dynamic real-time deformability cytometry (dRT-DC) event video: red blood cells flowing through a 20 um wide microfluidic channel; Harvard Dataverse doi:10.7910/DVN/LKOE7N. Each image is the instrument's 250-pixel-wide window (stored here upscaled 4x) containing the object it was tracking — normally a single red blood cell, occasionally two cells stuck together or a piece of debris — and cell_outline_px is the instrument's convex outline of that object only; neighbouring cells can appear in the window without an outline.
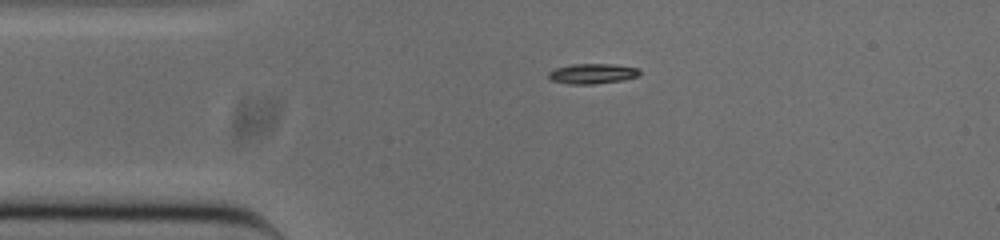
{"species": "common noctule bat (a hibernating species)", "species_latin": "Nyctalus noctula", "temperature_condition": "cold", "stored_images_in_passage": 49, "camera_frame_rate_fps": 3000, "um_per_image_px": 0.085, "animal": {"sex": "male", "body_mass_g": 20.0, "forearm_length_mm": 53.3}, "frame": {"image": 1, "passage_image": 8, "time_ms": 2.333, "image_size_px": [1000, 240], "cell_outline_px": [[640, 72], [636, 76], [624, 80], [592, 84], [568, 84], [552, 80], [548, 76], [548, 72], [556, 68], [572, 64], [612, 64], [640, 68]], "centroid_in_image_um": [50.35, 6.26], "position_along_channel_um": 34.6, "area_um2": 10.64}}
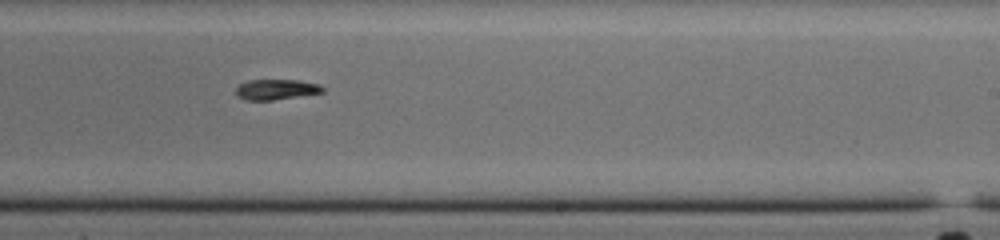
{"frame": {"image": 2, "passage_image": 28, "time_ms": 9.0, "image_size_px": [1000, 240], "cell_outline_px": [[324, 92], [272, 100], [244, 100], [236, 96], [236, 88], [240, 84], [248, 80], [296, 80], [320, 84], [324, 88]], "centroid_in_image_um": [23.45, 7.6], "position_along_channel_um": 265.5, "area_um2": 10.29}}
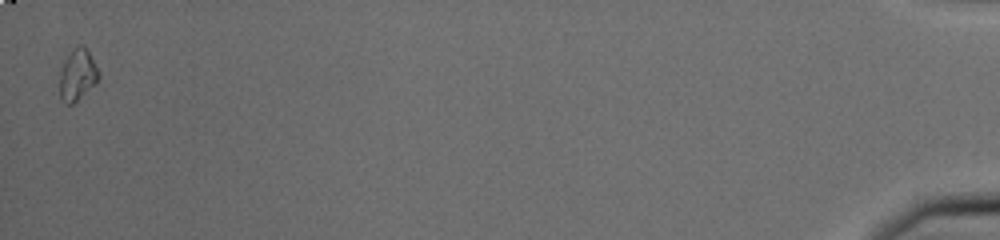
{"frame": {"image": 3, "passage_image": 49, "time_ms": 16.0, "image_size_px": [1000, 240], "cell_outline_px": [[100, 76], [96, 84], [72, 104], [64, 104], [60, 100], [60, 72], [64, 60], [76, 44], [84, 44]], "centroid_in_image_um": [6.56, 6.36], "position_along_channel_um": 428.6, "area_um2": 11.68}, "authors_computed_cell_mechanics": {"area_um2": 10.5196, "velocity_mm_per_s": 3.8606, "shape_relaxation_time_tau1_ms": 6.0075, "shape_relaxation_time_tau2_ms": null, "deformation_change_tau1": 0.2192, "deformation_change_tau2": null}}